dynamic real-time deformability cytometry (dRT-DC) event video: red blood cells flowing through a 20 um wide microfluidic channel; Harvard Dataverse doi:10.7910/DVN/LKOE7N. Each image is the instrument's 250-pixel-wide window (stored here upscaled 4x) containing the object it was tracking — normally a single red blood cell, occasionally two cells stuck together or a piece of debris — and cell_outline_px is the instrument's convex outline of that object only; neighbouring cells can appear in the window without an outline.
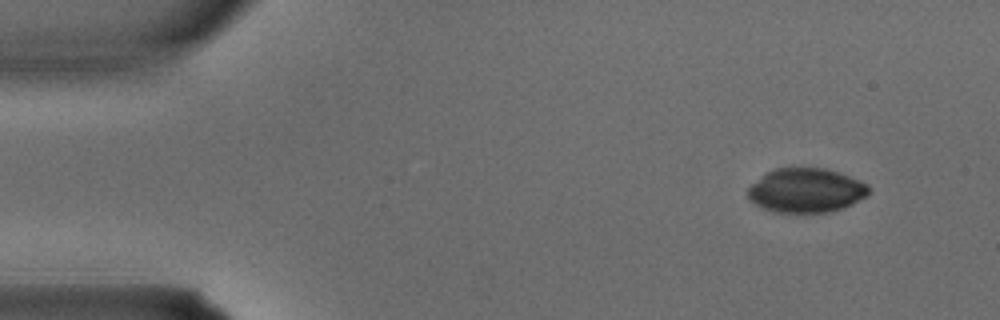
{"species": "common noctule bat (a hibernating species)", "species_latin": "Nyctalus noctula", "temperature_condition": "warm", "stored_images_in_passage": 4, "camera_frame_rate_fps": 3000, "um_per_image_px": 0.085, "animal": {"sex": "male", "body_mass_g": 15.6}, "frame": {"image": 1, "passage_image": 1, "time_ms": 0.0, "image_size_px": [1000, 320], "cell_outline_px": [[868, 196], [844, 208], [832, 212], [772, 212], [760, 208], [752, 204], [748, 200], [748, 188], [764, 172], [776, 168], [828, 168], [840, 172], [860, 180], [868, 184]], "centroid_in_image_um": [68.49, 16.19], "position_along_channel_um": 16.5, "area_um2": 31.73}}